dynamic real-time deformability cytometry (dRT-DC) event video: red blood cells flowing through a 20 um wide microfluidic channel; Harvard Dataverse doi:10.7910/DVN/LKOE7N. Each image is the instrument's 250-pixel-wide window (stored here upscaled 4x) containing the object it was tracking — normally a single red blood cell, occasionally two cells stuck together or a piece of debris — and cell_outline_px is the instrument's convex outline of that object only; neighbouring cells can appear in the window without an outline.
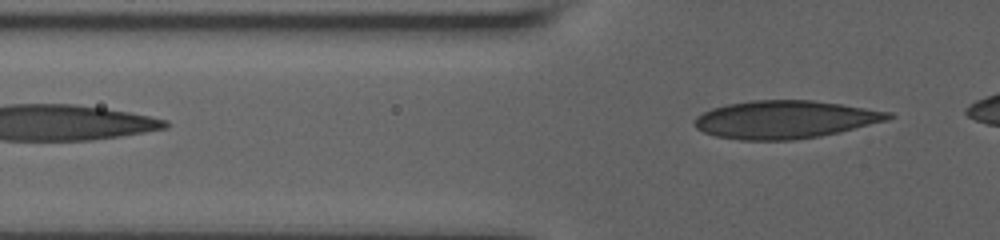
{"species": "human", "species_latin": "Homo sapiens", "temperature_condition": "room temperature", "stored_images_in_passage": 7, "segment_of_instrument_passage": [2, 2], "camera_frame_rate_fps": 3000, "um_per_image_px": 0.085, "donor": {"sex": "male"}, "frame": {"image": 1, "passage_image": 7, "time_ms": 4.667, "image_size_px": [1000, 240], "cell_outline_px": [[896, 116], [888, 120], [840, 132], [820, 136], [792, 140], [740, 140], [716, 136], [704, 132], [696, 128], [692, 124], [696, 116], [712, 108], [728, 104], [752, 100], [812, 100], [840, 104], [892, 112]], "centroid_in_image_um": [66.73, 10.16], "position_along_channel_um": 59.1, "area_um2": 42.89}}